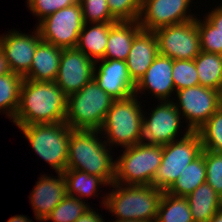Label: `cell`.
Wrapping results in <instances>:
<instances>
[{
	"instance_id": "6da1fadb",
	"label": "cell",
	"mask_w": 222,
	"mask_h": 222,
	"mask_svg": "<svg viewBox=\"0 0 222 222\" xmlns=\"http://www.w3.org/2000/svg\"><path fill=\"white\" fill-rule=\"evenodd\" d=\"M67 96L55 81L24 79L20 103L13 123L16 126L65 122Z\"/></svg>"
},
{
	"instance_id": "7a4b0ae2",
	"label": "cell",
	"mask_w": 222,
	"mask_h": 222,
	"mask_svg": "<svg viewBox=\"0 0 222 222\" xmlns=\"http://www.w3.org/2000/svg\"><path fill=\"white\" fill-rule=\"evenodd\" d=\"M99 130L70 131L66 170H81L102 178L108 186L114 183L115 161L108 144L100 140Z\"/></svg>"
},
{
	"instance_id": "3957f363",
	"label": "cell",
	"mask_w": 222,
	"mask_h": 222,
	"mask_svg": "<svg viewBox=\"0 0 222 222\" xmlns=\"http://www.w3.org/2000/svg\"><path fill=\"white\" fill-rule=\"evenodd\" d=\"M110 186L113 189L102 197V203L116 220L156 221L162 190L153 185L113 183Z\"/></svg>"
},
{
	"instance_id": "277c9868",
	"label": "cell",
	"mask_w": 222,
	"mask_h": 222,
	"mask_svg": "<svg viewBox=\"0 0 222 222\" xmlns=\"http://www.w3.org/2000/svg\"><path fill=\"white\" fill-rule=\"evenodd\" d=\"M138 96L114 100L99 129L108 146L131 147L142 142L143 113ZM141 105V106H140Z\"/></svg>"
},
{
	"instance_id": "5b68a950",
	"label": "cell",
	"mask_w": 222,
	"mask_h": 222,
	"mask_svg": "<svg viewBox=\"0 0 222 222\" xmlns=\"http://www.w3.org/2000/svg\"><path fill=\"white\" fill-rule=\"evenodd\" d=\"M113 101L92 79L67 97L65 123L71 129L99 130Z\"/></svg>"
},
{
	"instance_id": "8992f818",
	"label": "cell",
	"mask_w": 222,
	"mask_h": 222,
	"mask_svg": "<svg viewBox=\"0 0 222 222\" xmlns=\"http://www.w3.org/2000/svg\"><path fill=\"white\" fill-rule=\"evenodd\" d=\"M115 160L114 183L153 185L162 159V145L137 143L125 148Z\"/></svg>"
},
{
	"instance_id": "52a82bcc",
	"label": "cell",
	"mask_w": 222,
	"mask_h": 222,
	"mask_svg": "<svg viewBox=\"0 0 222 222\" xmlns=\"http://www.w3.org/2000/svg\"><path fill=\"white\" fill-rule=\"evenodd\" d=\"M17 127L23 132L33 151L55 172L63 173L66 170L72 129L65 122Z\"/></svg>"
},
{
	"instance_id": "ba28073f",
	"label": "cell",
	"mask_w": 222,
	"mask_h": 222,
	"mask_svg": "<svg viewBox=\"0 0 222 222\" xmlns=\"http://www.w3.org/2000/svg\"><path fill=\"white\" fill-rule=\"evenodd\" d=\"M203 151L197 131L162 146V159L153 186L166 192L178 179L182 170Z\"/></svg>"
},
{
	"instance_id": "9c48e42d",
	"label": "cell",
	"mask_w": 222,
	"mask_h": 222,
	"mask_svg": "<svg viewBox=\"0 0 222 222\" xmlns=\"http://www.w3.org/2000/svg\"><path fill=\"white\" fill-rule=\"evenodd\" d=\"M81 4H74L43 18L35 26L42 41L62 49L76 48L84 26Z\"/></svg>"
},
{
	"instance_id": "30bf717a",
	"label": "cell",
	"mask_w": 222,
	"mask_h": 222,
	"mask_svg": "<svg viewBox=\"0 0 222 222\" xmlns=\"http://www.w3.org/2000/svg\"><path fill=\"white\" fill-rule=\"evenodd\" d=\"M158 52L172 60H193L200 52L197 18L154 31Z\"/></svg>"
},
{
	"instance_id": "8fae6325",
	"label": "cell",
	"mask_w": 222,
	"mask_h": 222,
	"mask_svg": "<svg viewBox=\"0 0 222 222\" xmlns=\"http://www.w3.org/2000/svg\"><path fill=\"white\" fill-rule=\"evenodd\" d=\"M175 96L178 102L174 104L191 131H197L219 109L218 90L202 85L176 91Z\"/></svg>"
},
{
	"instance_id": "7c38bea8",
	"label": "cell",
	"mask_w": 222,
	"mask_h": 222,
	"mask_svg": "<svg viewBox=\"0 0 222 222\" xmlns=\"http://www.w3.org/2000/svg\"><path fill=\"white\" fill-rule=\"evenodd\" d=\"M148 115L150 116L143 115V143L163 146L172 141L181 139L191 132L189 128H186L185 134L180 137L179 128L181 126V118L183 117H181L172 100L161 101ZM178 136L180 138H178Z\"/></svg>"
},
{
	"instance_id": "4fadbf2b",
	"label": "cell",
	"mask_w": 222,
	"mask_h": 222,
	"mask_svg": "<svg viewBox=\"0 0 222 222\" xmlns=\"http://www.w3.org/2000/svg\"><path fill=\"white\" fill-rule=\"evenodd\" d=\"M193 0H142L138 19L142 30L152 31L194 20L188 10Z\"/></svg>"
},
{
	"instance_id": "5bb4252c",
	"label": "cell",
	"mask_w": 222,
	"mask_h": 222,
	"mask_svg": "<svg viewBox=\"0 0 222 222\" xmlns=\"http://www.w3.org/2000/svg\"><path fill=\"white\" fill-rule=\"evenodd\" d=\"M95 62L77 48L63 49L56 85L68 97L93 79Z\"/></svg>"
},
{
	"instance_id": "9a60e30c",
	"label": "cell",
	"mask_w": 222,
	"mask_h": 222,
	"mask_svg": "<svg viewBox=\"0 0 222 222\" xmlns=\"http://www.w3.org/2000/svg\"><path fill=\"white\" fill-rule=\"evenodd\" d=\"M93 79L114 100H124L135 95L136 83L129 75L126 61L115 59L95 61Z\"/></svg>"
},
{
	"instance_id": "2e32d148",
	"label": "cell",
	"mask_w": 222,
	"mask_h": 222,
	"mask_svg": "<svg viewBox=\"0 0 222 222\" xmlns=\"http://www.w3.org/2000/svg\"><path fill=\"white\" fill-rule=\"evenodd\" d=\"M41 41L37 28L32 34L12 30L0 36V48L5 54L11 72L24 76L30 70L36 48Z\"/></svg>"
},
{
	"instance_id": "e0dca14e",
	"label": "cell",
	"mask_w": 222,
	"mask_h": 222,
	"mask_svg": "<svg viewBox=\"0 0 222 222\" xmlns=\"http://www.w3.org/2000/svg\"><path fill=\"white\" fill-rule=\"evenodd\" d=\"M172 68L173 60L158 54L146 73L136 83L135 95L143 94L147 90L159 101H171V95L175 94Z\"/></svg>"
},
{
	"instance_id": "ac0fdd59",
	"label": "cell",
	"mask_w": 222,
	"mask_h": 222,
	"mask_svg": "<svg viewBox=\"0 0 222 222\" xmlns=\"http://www.w3.org/2000/svg\"><path fill=\"white\" fill-rule=\"evenodd\" d=\"M57 176L41 175L30 194V203L36 220L42 222L51 211L67 195L66 181L63 173L56 172ZM57 177V178H56Z\"/></svg>"
},
{
	"instance_id": "d6986e66",
	"label": "cell",
	"mask_w": 222,
	"mask_h": 222,
	"mask_svg": "<svg viewBox=\"0 0 222 222\" xmlns=\"http://www.w3.org/2000/svg\"><path fill=\"white\" fill-rule=\"evenodd\" d=\"M158 54L155 33L141 30L134 37L126 59L129 75L135 83L146 73Z\"/></svg>"
},
{
	"instance_id": "ffe728a7",
	"label": "cell",
	"mask_w": 222,
	"mask_h": 222,
	"mask_svg": "<svg viewBox=\"0 0 222 222\" xmlns=\"http://www.w3.org/2000/svg\"><path fill=\"white\" fill-rule=\"evenodd\" d=\"M62 48L41 41L33 56L30 70L23 76L33 81H55L59 71Z\"/></svg>"
},
{
	"instance_id": "44dd1931",
	"label": "cell",
	"mask_w": 222,
	"mask_h": 222,
	"mask_svg": "<svg viewBox=\"0 0 222 222\" xmlns=\"http://www.w3.org/2000/svg\"><path fill=\"white\" fill-rule=\"evenodd\" d=\"M142 30L137 21H117L109 32L103 59L126 61L134 37Z\"/></svg>"
},
{
	"instance_id": "7402d4cb",
	"label": "cell",
	"mask_w": 222,
	"mask_h": 222,
	"mask_svg": "<svg viewBox=\"0 0 222 222\" xmlns=\"http://www.w3.org/2000/svg\"><path fill=\"white\" fill-rule=\"evenodd\" d=\"M113 24L114 23H85L83 30L79 34L76 48L94 62L103 59L110 28Z\"/></svg>"
},
{
	"instance_id": "603a6c76",
	"label": "cell",
	"mask_w": 222,
	"mask_h": 222,
	"mask_svg": "<svg viewBox=\"0 0 222 222\" xmlns=\"http://www.w3.org/2000/svg\"><path fill=\"white\" fill-rule=\"evenodd\" d=\"M206 182L205 150L189 163L175 183L166 191L170 195L186 197Z\"/></svg>"
},
{
	"instance_id": "cb8c5ba5",
	"label": "cell",
	"mask_w": 222,
	"mask_h": 222,
	"mask_svg": "<svg viewBox=\"0 0 222 222\" xmlns=\"http://www.w3.org/2000/svg\"><path fill=\"white\" fill-rule=\"evenodd\" d=\"M218 193L207 183L186 196L194 222H208L219 210Z\"/></svg>"
},
{
	"instance_id": "d4e9b609",
	"label": "cell",
	"mask_w": 222,
	"mask_h": 222,
	"mask_svg": "<svg viewBox=\"0 0 222 222\" xmlns=\"http://www.w3.org/2000/svg\"><path fill=\"white\" fill-rule=\"evenodd\" d=\"M63 175L66 181L67 195L81 200L86 197L91 198V196L98 197V188H101L99 185H108L102 178L81 170H65Z\"/></svg>"
},
{
	"instance_id": "484cf974",
	"label": "cell",
	"mask_w": 222,
	"mask_h": 222,
	"mask_svg": "<svg viewBox=\"0 0 222 222\" xmlns=\"http://www.w3.org/2000/svg\"><path fill=\"white\" fill-rule=\"evenodd\" d=\"M194 62L199 77V85L214 90L222 87V55L201 51Z\"/></svg>"
},
{
	"instance_id": "4316f807",
	"label": "cell",
	"mask_w": 222,
	"mask_h": 222,
	"mask_svg": "<svg viewBox=\"0 0 222 222\" xmlns=\"http://www.w3.org/2000/svg\"><path fill=\"white\" fill-rule=\"evenodd\" d=\"M23 80V76L13 72L0 76V113L4 111L12 121L19 108Z\"/></svg>"
},
{
	"instance_id": "83f0119b",
	"label": "cell",
	"mask_w": 222,
	"mask_h": 222,
	"mask_svg": "<svg viewBox=\"0 0 222 222\" xmlns=\"http://www.w3.org/2000/svg\"><path fill=\"white\" fill-rule=\"evenodd\" d=\"M155 222H194L187 198L163 192Z\"/></svg>"
},
{
	"instance_id": "f1b7e54d",
	"label": "cell",
	"mask_w": 222,
	"mask_h": 222,
	"mask_svg": "<svg viewBox=\"0 0 222 222\" xmlns=\"http://www.w3.org/2000/svg\"><path fill=\"white\" fill-rule=\"evenodd\" d=\"M197 132L203 150L222 153V110L219 108Z\"/></svg>"
},
{
	"instance_id": "f546056e",
	"label": "cell",
	"mask_w": 222,
	"mask_h": 222,
	"mask_svg": "<svg viewBox=\"0 0 222 222\" xmlns=\"http://www.w3.org/2000/svg\"><path fill=\"white\" fill-rule=\"evenodd\" d=\"M86 200L66 195L64 199L45 218V222H75L90 208ZM86 203V204H85Z\"/></svg>"
},
{
	"instance_id": "4dcf8cb0",
	"label": "cell",
	"mask_w": 222,
	"mask_h": 222,
	"mask_svg": "<svg viewBox=\"0 0 222 222\" xmlns=\"http://www.w3.org/2000/svg\"><path fill=\"white\" fill-rule=\"evenodd\" d=\"M172 78L175 92L199 85L198 72L193 60H173Z\"/></svg>"
},
{
	"instance_id": "1f68e13d",
	"label": "cell",
	"mask_w": 222,
	"mask_h": 222,
	"mask_svg": "<svg viewBox=\"0 0 222 222\" xmlns=\"http://www.w3.org/2000/svg\"><path fill=\"white\" fill-rule=\"evenodd\" d=\"M84 23H115L118 20L111 14L107 0H79Z\"/></svg>"
},
{
	"instance_id": "d6a6232c",
	"label": "cell",
	"mask_w": 222,
	"mask_h": 222,
	"mask_svg": "<svg viewBox=\"0 0 222 222\" xmlns=\"http://www.w3.org/2000/svg\"><path fill=\"white\" fill-rule=\"evenodd\" d=\"M197 28L200 35L201 51L222 55V33L204 17H197Z\"/></svg>"
},
{
	"instance_id": "836d02e7",
	"label": "cell",
	"mask_w": 222,
	"mask_h": 222,
	"mask_svg": "<svg viewBox=\"0 0 222 222\" xmlns=\"http://www.w3.org/2000/svg\"><path fill=\"white\" fill-rule=\"evenodd\" d=\"M111 14L118 21H137L140 16L142 0H107Z\"/></svg>"
},
{
	"instance_id": "e575fe53",
	"label": "cell",
	"mask_w": 222,
	"mask_h": 222,
	"mask_svg": "<svg viewBox=\"0 0 222 222\" xmlns=\"http://www.w3.org/2000/svg\"><path fill=\"white\" fill-rule=\"evenodd\" d=\"M206 182L218 193L222 192V153L205 150Z\"/></svg>"
},
{
	"instance_id": "d590c367",
	"label": "cell",
	"mask_w": 222,
	"mask_h": 222,
	"mask_svg": "<svg viewBox=\"0 0 222 222\" xmlns=\"http://www.w3.org/2000/svg\"><path fill=\"white\" fill-rule=\"evenodd\" d=\"M78 3L79 0H27V7L41 21L62 8Z\"/></svg>"
},
{
	"instance_id": "8d00e7d4",
	"label": "cell",
	"mask_w": 222,
	"mask_h": 222,
	"mask_svg": "<svg viewBox=\"0 0 222 222\" xmlns=\"http://www.w3.org/2000/svg\"><path fill=\"white\" fill-rule=\"evenodd\" d=\"M205 18L217 29V31L222 33V5L208 12Z\"/></svg>"
},
{
	"instance_id": "74e56055",
	"label": "cell",
	"mask_w": 222,
	"mask_h": 222,
	"mask_svg": "<svg viewBox=\"0 0 222 222\" xmlns=\"http://www.w3.org/2000/svg\"><path fill=\"white\" fill-rule=\"evenodd\" d=\"M75 222H105L99 213L95 212L93 208H89L84 212Z\"/></svg>"
},
{
	"instance_id": "f35d334b",
	"label": "cell",
	"mask_w": 222,
	"mask_h": 222,
	"mask_svg": "<svg viewBox=\"0 0 222 222\" xmlns=\"http://www.w3.org/2000/svg\"><path fill=\"white\" fill-rule=\"evenodd\" d=\"M9 64L5 58V54L0 48V76L10 73Z\"/></svg>"
},
{
	"instance_id": "ab89813d",
	"label": "cell",
	"mask_w": 222,
	"mask_h": 222,
	"mask_svg": "<svg viewBox=\"0 0 222 222\" xmlns=\"http://www.w3.org/2000/svg\"><path fill=\"white\" fill-rule=\"evenodd\" d=\"M7 222H34L32 219H28V217L24 215H15L12 216Z\"/></svg>"
},
{
	"instance_id": "60d3db41",
	"label": "cell",
	"mask_w": 222,
	"mask_h": 222,
	"mask_svg": "<svg viewBox=\"0 0 222 222\" xmlns=\"http://www.w3.org/2000/svg\"><path fill=\"white\" fill-rule=\"evenodd\" d=\"M208 222H222V210H218Z\"/></svg>"
},
{
	"instance_id": "b9f144b4",
	"label": "cell",
	"mask_w": 222,
	"mask_h": 222,
	"mask_svg": "<svg viewBox=\"0 0 222 222\" xmlns=\"http://www.w3.org/2000/svg\"><path fill=\"white\" fill-rule=\"evenodd\" d=\"M219 92V108L222 110V87L218 90Z\"/></svg>"
},
{
	"instance_id": "7bdbcfd3",
	"label": "cell",
	"mask_w": 222,
	"mask_h": 222,
	"mask_svg": "<svg viewBox=\"0 0 222 222\" xmlns=\"http://www.w3.org/2000/svg\"><path fill=\"white\" fill-rule=\"evenodd\" d=\"M113 222H147V221H140V220H115Z\"/></svg>"
},
{
	"instance_id": "ee69618b",
	"label": "cell",
	"mask_w": 222,
	"mask_h": 222,
	"mask_svg": "<svg viewBox=\"0 0 222 222\" xmlns=\"http://www.w3.org/2000/svg\"><path fill=\"white\" fill-rule=\"evenodd\" d=\"M219 210H222V192L218 195Z\"/></svg>"
}]
</instances>
